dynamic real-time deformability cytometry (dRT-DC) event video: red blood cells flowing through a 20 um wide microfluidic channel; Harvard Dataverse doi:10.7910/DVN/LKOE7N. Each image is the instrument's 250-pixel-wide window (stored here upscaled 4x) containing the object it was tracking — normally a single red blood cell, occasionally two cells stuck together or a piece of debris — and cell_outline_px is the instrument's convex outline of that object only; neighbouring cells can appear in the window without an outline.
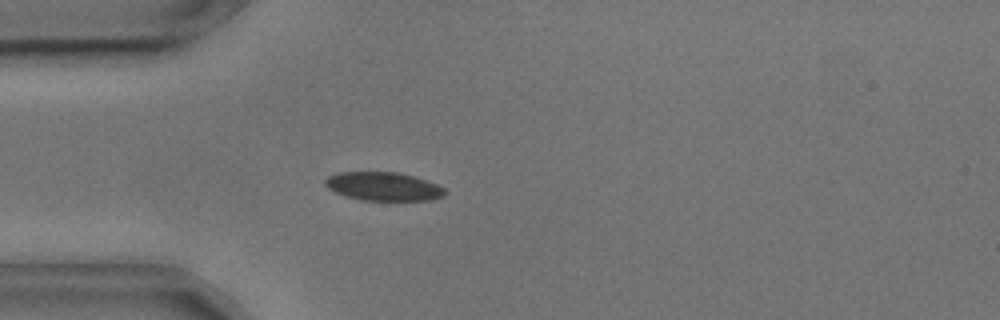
{"species": "common noctule bat (a hibernating species)", "species_latin": "Nyctalus noctula", "temperature_condition": "cold", "stored_images_in_passage": 55, "camera_frame_rate_fps": 3000, "um_per_image_px": 0.085, "animal": {"sex": "male", "body_mass_g": 17.9, "forearm_length_mm": 54.2}, "frame": {"image": 1, "passage_image": 14, "time_ms": 4.333, "image_size_px": [1000, 320], "cell_outline_px": [[448, 192], [444, 196], [432, 200], [360, 200], [344, 196], [328, 188], [324, 184], [324, 180], [328, 176], [336, 172], [396, 172], [412, 176], [436, 184], [444, 188]], "centroid_in_image_um": [32.56, 15.85], "position_along_channel_um": 52.4, "area_um2": 19.94}}
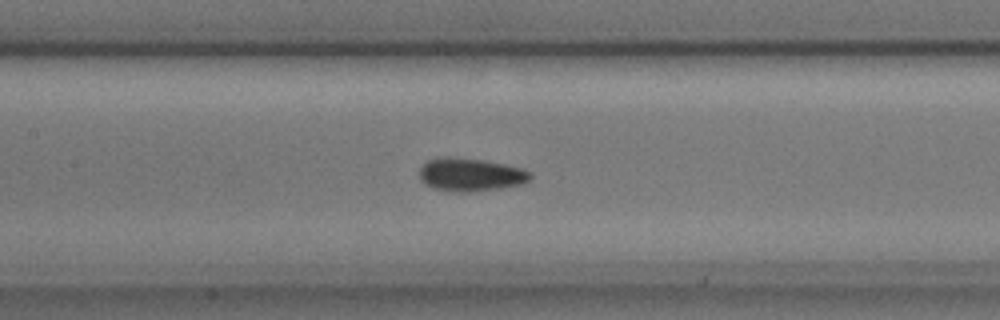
{"frame": {"image": 2, "passage_image": 24, "time_ms": 7.667, "image_size_px": [1000, 320], "cell_outline_px": [[532, 176], [528, 180], [520, 184], [496, 188], [468, 192], [464, 192], [432, 188], [424, 184], [420, 180], [420, 168], [428, 160], [440, 156], [448, 156], [484, 160], [524, 168], [532, 172]], "centroid_in_image_um": [39.98, 14.82], "position_along_channel_um": 167.4, "area_um2": 21.33}}
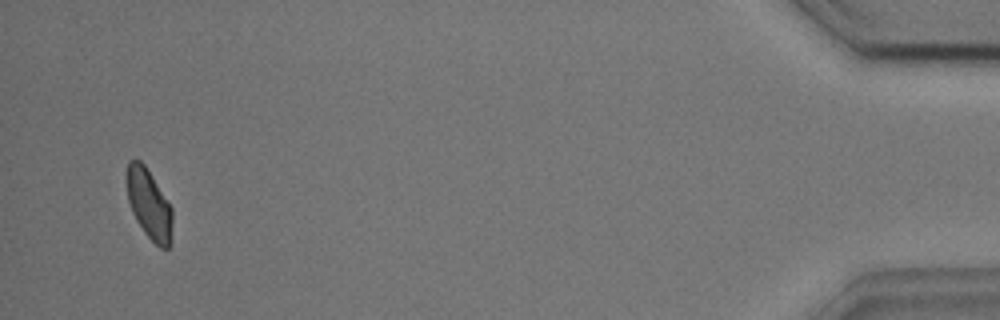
{"frame": {"image": 3, "passage_image": 52, "time_ms": 17.0, "image_size_px": [1000, 320], "cell_outline_px": [[172, 224], [168, 248], [160, 248], [144, 232], [136, 220], [132, 212], [128, 200], [128, 160], [140, 160], [144, 164], [152, 176], [172, 208]], "centroid_in_image_um": [12.67, 17.36], "position_along_channel_um": 422.5, "area_um2": 18.03}, "authors_computed_cell_mechanics": {"area_um2": 19.7676, "velocity_mm_per_s": 3.6313, "shape_relaxation_time_tau1_ms": 4.6209, "shape_relaxation_time_tau2_ms": 1.6897, "deformation_change_tau1": 0.1103, "deformation_change_tau2": 0.0356}}